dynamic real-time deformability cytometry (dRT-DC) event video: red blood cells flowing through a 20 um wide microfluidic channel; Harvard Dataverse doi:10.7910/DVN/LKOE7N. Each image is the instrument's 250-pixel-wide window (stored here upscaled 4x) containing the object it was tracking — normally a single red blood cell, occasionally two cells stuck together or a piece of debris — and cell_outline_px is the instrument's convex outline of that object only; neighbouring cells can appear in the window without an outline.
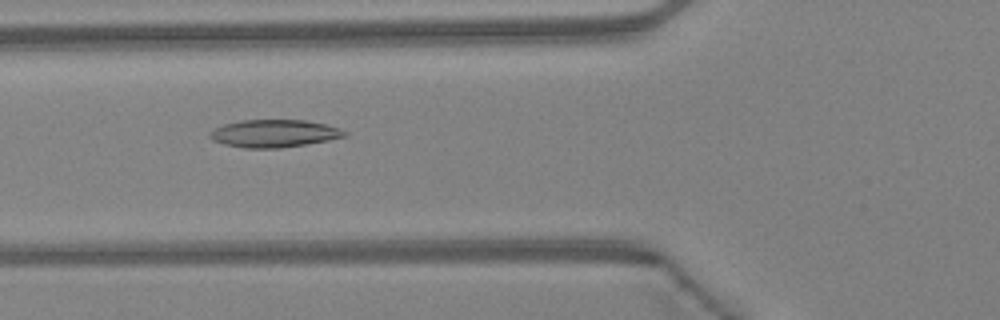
{"species": "Egyptian fruit bat (a non-hibernating species)", "species_latin": "Rousettus aegyptiacus", "temperature_condition": "warm", "stored_images_in_passage": 40, "camera_frame_rate_fps": 3000, "um_per_image_px": 0.085, "animal": {"sex": "female"}, "frame": {"image": 1, "passage_image": 11, "time_ms": 3.333, "image_size_px": [1000, 320], "cell_outline_px": [[348, 136], [328, 140], [280, 148], [244, 148], [224, 144], [212, 140], [208, 136], [208, 132], [224, 124], [240, 120], [304, 120], [324, 124], [348, 132]], "centroid_in_image_um": [23.26, 11.34], "position_along_channel_um": 102.5, "area_um2": 21.56}}
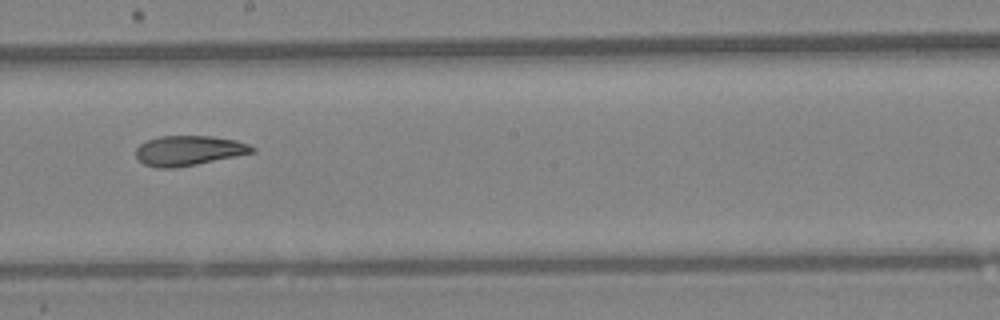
{"frame": {"image": 2, "passage_image": 20, "time_ms": 6.333, "image_size_px": [1000, 320], "cell_outline_px": [[256, 152], [176, 168], [156, 168], [144, 164], [136, 156], [136, 148], [140, 144], [148, 140], [160, 136], [212, 136], [236, 140], [248, 144], [256, 148]], "centroid_in_image_um": [16.05, 12.8], "position_along_channel_um": 232.1, "area_um2": 20.23}}
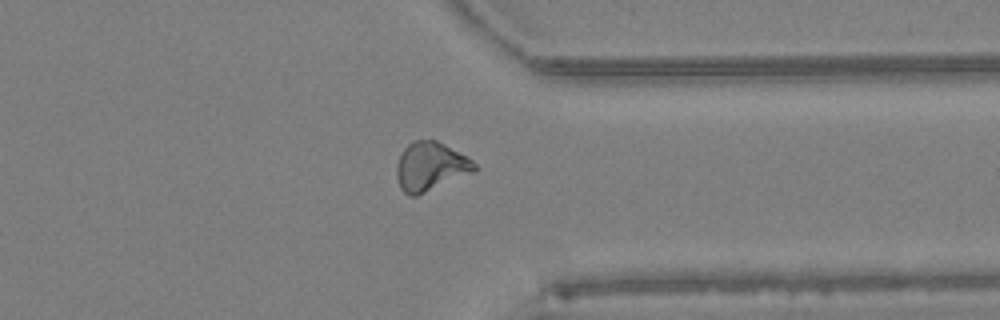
{"frame": {"image": 3, "passage_image": 30, "time_ms": 9.667, "image_size_px": [1000, 320], "cell_outline_px": [[476, 168], [472, 172], [416, 196], [408, 196], [400, 188], [396, 176], [396, 164], [404, 148], [408, 144], [416, 140], [436, 140], [468, 156], [476, 164]], "centroid_in_image_um": [36.56, 14.15], "position_along_channel_um": 374.8, "area_um2": 21.91}, "authors_computed_cell_mechanics": {"area_um2": 20.9236, "velocity_mm_per_s": 4.3464, "shape_relaxation_time_tau1_ms": null, "shape_relaxation_time_tau2_ms": 4.3126, "deformation_change_tau1": null, "deformation_change_tau2": 0.119}}